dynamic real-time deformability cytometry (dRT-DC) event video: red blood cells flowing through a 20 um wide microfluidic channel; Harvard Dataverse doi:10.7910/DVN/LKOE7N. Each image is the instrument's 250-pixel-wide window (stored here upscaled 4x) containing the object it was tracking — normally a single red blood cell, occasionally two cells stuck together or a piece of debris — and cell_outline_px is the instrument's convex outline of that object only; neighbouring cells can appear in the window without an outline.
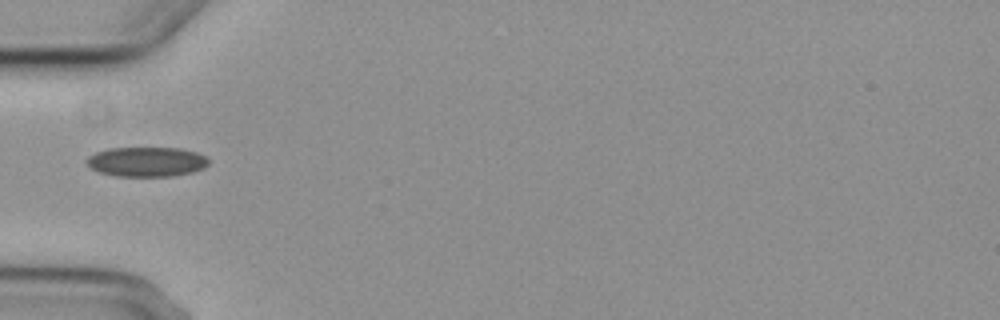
{"species": "common noctule bat (a hibernating species)", "species_latin": "Nyctalus noctula", "temperature_condition": "cold", "stored_images_in_passage": 1, "camera_frame_rate_fps": 3000, "um_per_image_px": 0.085, "animal": {"sex": "female", "body_mass_g": 29.2, "forearm_length_mm": 56.3}, "frame": {"image": 1, "passage_image": 1, "time_ms": 0.0, "image_size_px": [1000, 320], "cell_outline_px": [[208, 164], [204, 168], [192, 172], [172, 176], [116, 176], [100, 172], [92, 168], [84, 160], [88, 156], [96, 152], [108, 148], [180, 148], [196, 152], [204, 156], [208, 160]], "centroid_in_image_um": [12.45, 13.75], "position_along_channel_um": 72.6, "area_um2": 21.04}}